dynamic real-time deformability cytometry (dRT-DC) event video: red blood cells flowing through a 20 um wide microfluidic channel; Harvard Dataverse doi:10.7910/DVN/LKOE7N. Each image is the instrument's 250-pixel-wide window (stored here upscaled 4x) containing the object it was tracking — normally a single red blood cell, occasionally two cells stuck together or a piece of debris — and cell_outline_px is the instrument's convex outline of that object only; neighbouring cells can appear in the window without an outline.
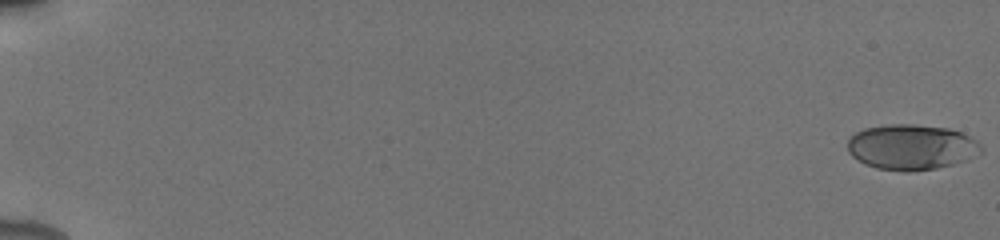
{"species": "human", "species_latin": "Homo sapiens", "temperature_condition": "cold", "stored_images_in_passage": 12, "camera_frame_rate_fps": 3000, "um_per_image_px": 0.085, "donor": {"sex": "male"}, "frame": {"image": 1, "passage_image": 1, "time_ms": 0.0, "image_size_px": [1000, 240], "cell_outline_px": [[984, 152], [964, 160], [952, 164], [936, 168], [908, 172], [904, 172], [876, 168], [864, 164], [852, 156], [848, 152], [848, 136], [864, 128], [888, 124], [912, 124], [948, 128], [960, 132], [976, 140], [984, 148]], "centroid_in_image_um": [77.45, 12.5], "position_along_channel_um": 7.5, "area_um2": 35.55}}
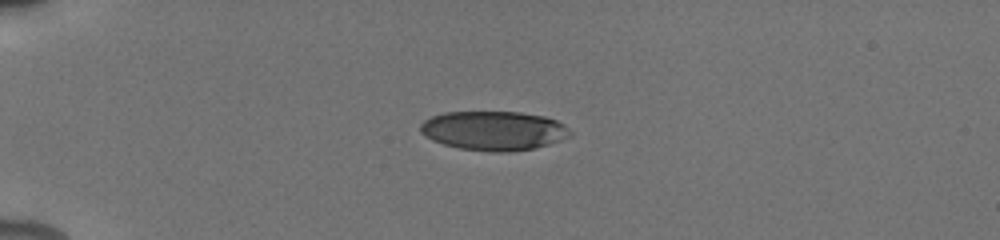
{"frame": {"image": 2, "passage_image": 9, "time_ms": 5.0, "image_size_px": [1000, 240], "cell_outline_px": [[572, 132], [568, 136], [560, 140], [548, 144], [532, 148], [508, 152], [492, 152], [460, 148], [444, 144], [432, 140], [424, 136], [420, 132], [420, 124], [424, 120], [432, 116], [444, 112], [520, 112], [544, 116], [556, 120], [564, 124]], "centroid_in_image_um": [41.94, 11.1], "position_along_channel_um": 43.1, "area_um2": 34.16}}
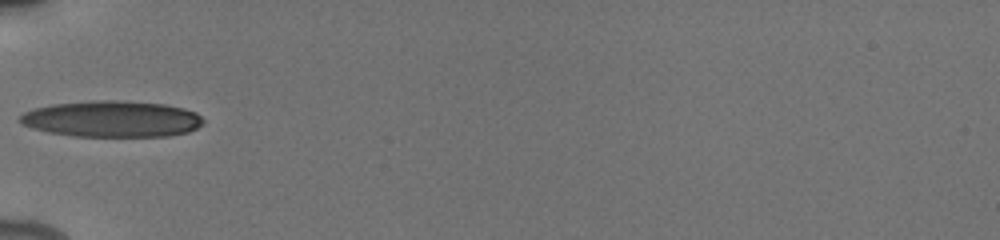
{"frame": {"image": 3, "passage_image": 12, "time_ms": 7.0, "image_size_px": [1000, 240], "cell_outline_px": [[204, 124], [188, 132], [168, 136], [76, 136], [48, 132], [32, 128], [24, 124], [20, 120], [20, 116], [24, 112], [32, 108], [52, 104], [92, 100], [116, 100], [164, 104], [184, 108], [196, 112], [204, 120]], "centroid_in_image_um": [9.53, 10.1], "position_along_channel_um": 75.5, "area_um2": 38.78}}